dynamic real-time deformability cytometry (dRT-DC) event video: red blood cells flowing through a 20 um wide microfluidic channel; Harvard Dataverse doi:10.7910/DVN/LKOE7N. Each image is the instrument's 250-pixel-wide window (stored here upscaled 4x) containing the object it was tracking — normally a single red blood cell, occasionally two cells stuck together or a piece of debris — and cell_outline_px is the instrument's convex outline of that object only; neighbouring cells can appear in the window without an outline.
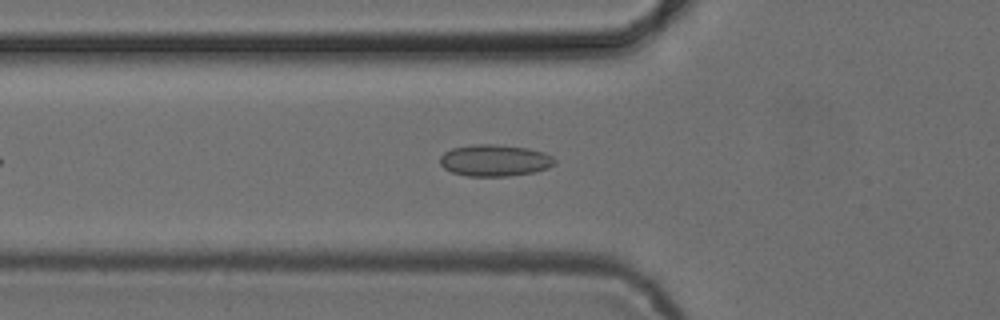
{"species": "common noctule bat (a hibernating species)", "species_latin": "Nyctalus noctula", "temperature_condition": "cold", "stored_images_in_passage": 41, "camera_frame_rate_fps": 3000, "um_per_image_px": 0.085, "animal": {"sex": "female", "body_mass_g": 24.6, "forearm_length_mm": 56.2}, "frame": {"image": 1, "passage_image": 9, "time_ms": 2.667, "image_size_px": [1000, 320], "cell_outline_px": [[556, 164], [548, 168], [536, 172], [508, 176], [468, 176], [452, 172], [444, 168], [440, 164], [440, 156], [444, 152], [452, 148], [472, 144], [496, 144], [528, 148], [544, 152], [552, 156], [556, 160]], "centroid_in_image_um": [42.07, 13.63], "position_along_channel_um": 83.7, "area_um2": 21.39}}
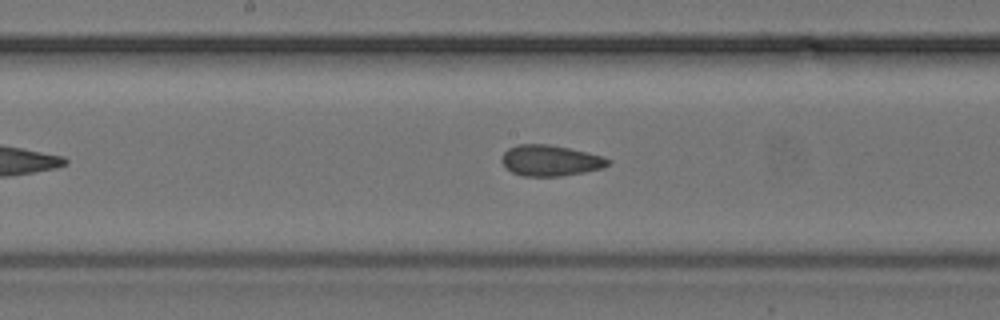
{"frame": {"image": 2, "passage_image": 18, "time_ms": 5.667, "image_size_px": [1000, 320], "cell_outline_px": [[612, 160], [608, 164], [600, 168], [584, 172], [560, 176], [524, 176], [512, 172], [504, 168], [500, 160], [504, 152], [508, 148], [516, 144], [548, 144], [568, 148], [600, 156]], "centroid_in_image_um": [46.7, 13.64], "position_along_channel_um": 201.5, "area_um2": 19.02}}
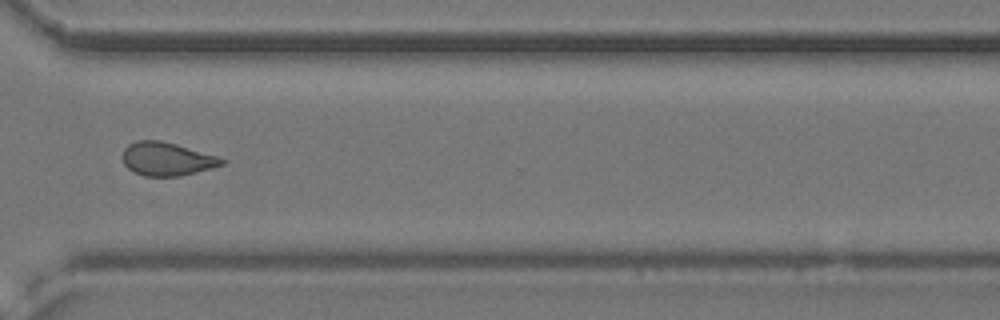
{"frame": {"image": 3, "passage_image": 30, "time_ms": 9.667, "image_size_px": [1000, 320], "cell_outline_px": [[228, 160], [224, 164], [212, 168], [180, 176], [144, 176], [132, 172], [124, 164], [124, 148], [128, 144], [136, 140], [160, 140], [176, 144], [216, 156]], "centroid_in_image_um": [14.18, 13.51], "position_along_channel_um": 356.4, "area_um2": 19.25}, "authors_computed_cell_mechanics": {"area_um2": 19.4786, "velocity_mm_per_s": 3.8886, "shape_relaxation_time_tau1_ms": null, "shape_relaxation_time_tau2_ms": 2.2472, "deformation_change_tau1": null, "deformation_change_tau2": 0.0819}}